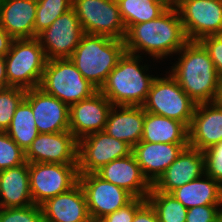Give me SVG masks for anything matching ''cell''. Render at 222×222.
Instances as JSON below:
<instances>
[{
	"mask_svg": "<svg viewBox=\"0 0 222 222\" xmlns=\"http://www.w3.org/2000/svg\"><path fill=\"white\" fill-rule=\"evenodd\" d=\"M177 53L181 56L169 73L185 93L196 104L218 101L222 78L204 46L188 41Z\"/></svg>",
	"mask_w": 222,
	"mask_h": 222,
	"instance_id": "cell-1",
	"label": "cell"
},
{
	"mask_svg": "<svg viewBox=\"0 0 222 222\" xmlns=\"http://www.w3.org/2000/svg\"><path fill=\"white\" fill-rule=\"evenodd\" d=\"M188 42L179 13L175 7L167 9L156 19L132 25L124 39L126 52H146L158 60L174 54Z\"/></svg>",
	"mask_w": 222,
	"mask_h": 222,
	"instance_id": "cell-2",
	"label": "cell"
},
{
	"mask_svg": "<svg viewBox=\"0 0 222 222\" xmlns=\"http://www.w3.org/2000/svg\"><path fill=\"white\" fill-rule=\"evenodd\" d=\"M141 57L125 52L99 89L112 105L143 106L145 103L156 77L146 74L149 68L139 64Z\"/></svg>",
	"mask_w": 222,
	"mask_h": 222,
	"instance_id": "cell-3",
	"label": "cell"
},
{
	"mask_svg": "<svg viewBox=\"0 0 222 222\" xmlns=\"http://www.w3.org/2000/svg\"><path fill=\"white\" fill-rule=\"evenodd\" d=\"M125 52L124 40L84 34L69 59L83 77L99 90Z\"/></svg>",
	"mask_w": 222,
	"mask_h": 222,
	"instance_id": "cell-4",
	"label": "cell"
},
{
	"mask_svg": "<svg viewBox=\"0 0 222 222\" xmlns=\"http://www.w3.org/2000/svg\"><path fill=\"white\" fill-rule=\"evenodd\" d=\"M4 58L8 87H39L47 58L37 38L14 39Z\"/></svg>",
	"mask_w": 222,
	"mask_h": 222,
	"instance_id": "cell-5",
	"label": "cell"
},
{
	"mask_svg": "<svg viewBox=\"0 0 222 222\" xmlns=\"http://www.w3.org/2000/svg\"><path fill=\"white\" fill-rule=\"evenodd\" d=\"M39 88L69 106L98 91L69 58L47 60Z\"/></svg>",
	"mask_w": 222,
	"mask_h": 222,
	"instance_id": "cell-6",
	"label": "cell"
},
{
	"mask_svg": "<svg viewBox=\"0 0 222 222\" xmlns=\"http://www.w3.org/2000/svg\"><path fill=\"white\" fill-rule=\"evenodd\" d=\"M142 107L146 112L177 120L189 128L196 103L169 74L153 80Z\"/></svg>",
	"mask_w": 222,
	"mask_h": 222,
	"instance_id": "cell-7",
	"label": "cell"
},
{
	"mask_svg": "<svg viewBox=\"0 0 222 222\" xmlns=\"http://www.w3.org/2000/svg\"><path fill=\"white\" fill-rule=\"evenodd\" d=\"M72 8L85 34L125 39L126 28L116 0H72Z\"/></svg>",
	"mask_w": 222,
	"mask_h": 222,
	"instance_id": "cell-8",
	"label": "cell"
},
{
	"mask_svg": "<svg viewBox=\"0 0 222 222\" xmlns=\"http://www.w3.org/2000/svg\"><path fill=\"white\" fill-rule=\"evenodd\" d=\"M32 200L41 205L46 200L69 191L78 183V164L28 163Z\"/></svg>",
	"mask_w": 222,
	"mask_h": 222,
	"instance_id": "cell-9",
	"label": "cell"
},
{
	"mask_svg": "<svg viewBox=\"0 0 222 222\" xmlns=\"http://www.w3.org/2000/svg\"><path fill=\"white\" fill-rule=\"evenodd\" d=\"M175 8L188 41L222 34V0H177Z\"/></svg>",
	"mask_w": 222,
	"mask_h": 222,
	"instance_id": "cell-10",
	"label": "cell"
},
{
	"mask_svg": "<svg viewBox=\"0 0 222 222\" xmlns=\"http://www.w3.org/2000/svg\"><path fill=\"white\" fill-rule=\"evenodd\" d=\"M133 148L104 131L91 133L78 140V173H95L113 160L132 154Z\"/></svg>",
	"mask_w": 222,
	"mask_h": 222,
	"instance_id": "cell-11",
	"label": "cell"
},
{
	"mask_svg": "<svg viewBox=\"0 0 222 222\" xmlns=\"http://www.w3.org/2000/svg\"><path fill=\"white\" fill-rule=\"evenodd\" d=\"M84 31L73 8L58 17L37 35L47 60L69 58L79 45Z\"/></svg>",
	"mask_w": 222,
	"mask_h": 222,
	"instance_id": "cell-12",
	"label": "cell"
},
{
	"mask_svg": "<svg viewBox=\"0 0 222 222\" xmlns=\"http://www.w3.org/2000/svg\"><path fill=\"white\" fill-rule=\"evenodd\" d=\"M90 217L104 218L129 204L134 197L126 190L99 177L96 173L79 174Z\"/></svg>",
	"mask_w": 222,
	"mask_h": 222,
	"instance_id": "cell-13",
	"label": "cell"
},
{
	"mask_svg": "<svg viewBox=\"0 0 222 222\" xmlns=\"http://www.w3.org/2000/svg\"><path fill=\"white\" fill-rule=\"evenodd\" d=\"M28 163L78 164V140L70 131L39 134L25 152Z\"/></svg>",
	"mask_w": 222,
	"mask_h": 222,
	"instance_id": "cell-14",
	"label": "cell"
},
{
	"mask_svg": "<svg viewBox=\"0 0 222 222\" xmlns=\"http://www.w3.org/2000/svg\"><path fill=\"white\" fill-rule=\"evenodd\" d=\"M112 107L99 90L91 97L70 105L69 131L77 140L104 131Z\"/></svg>",
	"mask_w": 222,
	"mask_h": 222,
	"instance_id": "cell-15",
	"label": "cell"
},
{
	"mask_svg": "<svg viewBox=\"0 0 222 222\" xmlns=\"http://www.w3.org/2000/svg\"><path fill=\"white\" fill-rule=\"evenodd\" d=\"M24 99L31 105L39 133L69 131L70 106L68 104L45 93L39 87L28 89Z\"/></svg>",
	"mask_w": 222,
	"mask_h": 222,
	"instance_id": "cell-16",
	"label": "cell"
},
{
	"mask_svg": "<svg viewBox=\"0 0 222 222\" xmlns=\"http://www.w3.org/2000/svg\"><path fill=\"white\" fill-rule=\"evenodd\" d=\"M222 141V105L216 102L196 104L188 128L189 146L202 152Z\"/></svg>",
	"mask_w": 222,
	"mask_h": 222,
	"instance_id": "cell-17",
	"label": "cell"
},
{
	"mask_svg": "<svg viewBox=\"0 0 222 222\" xmlns=\"http://www.w3.org/2000/svg\"><path fill=\"white\" fill-rule=\"evenodd\" d=\"M203 174H205L204 153L188 145L152 185V188L163 193H171Z\"/></svg>",
	"mask_w": 222,
	"mask_h": 222,
	"instance_id": "cell-18",
	"label": "cell"
},
{
	"mask_svg": "<svg viewBox=\"0 0 222 222\" xmlns=\"http://www.w3.org/2000/svg\"><path fill=\"white\" fill-rule=\"evenodd\" d=\"M95 173L102 179L126 190L134 198L147 199L152 188L143 176L133 153L111 161Z\"/></svg>",
	"mask_w": 222,
	"mask_h": 222,
	"instance_id": "cell-19",
	"label": "cell"
},
{
	"mask_svg": "<svg viewBox=\"0 0 222 222\" xmlns=\"http://www.w3.org/2000/svg\"><path fill=\"white\" fill-rule=\"evenodd\" d=\"M188 145L140 141L132 153L143 176L153 185Z\"/></svg>",
	"mask_w": 222,
	"mask_h": 222,
	"instance_id": "cell-20",
	"label": "cell"
},
{
	"mask_svg": "<svg viewBox=\"0 0 222 222\" xmlns=\"http://www.w3.org/2000/svg\"><path fill=\"white\" fill-rule=\"evenodd\" d=\"M44 222H89L90 215L83 188L79 182L69 191L40 205Z\"/></svg>",
	"mask_w": 222,
	"mask_h": 222,
	"instance_id": "cell-21",
	"label": "cell"
},
{
	"mask_svg": "<svg viewBox=\"0 0 222 222\" xmlns=\"http://www.w3.org/2000/svg\"><path fill=\"white\" fill-rule=\"evenodd\" d=\"M37 0H0V25L13 39L35 38Z\"/></svg>",
	"mask_w": 222,
	"mask_h": 222,
	"instance_id": "cell-22",
	"label": "cell"
},
{
	"mask_svg": "<svg viewBox=\"0 0 222 222\" xmlns=\"http://www.w3.org/2000/svg\"><path fill=\"white\" fill-rule=\"evenodd\" d=\"M144 119L145 111L142 106L113 105L104 132L133 148L142 139Z\"/></svg>",
	"mask_w": 222,
	"mask_h": 222,
	"instance_id": "cell-23",
	"label": "cell"
},
{
	"mask_svg": "<svg viewBox=\"0 0 222 222\" xmlns=\"http://www.w3.org/2000/svg\"><path fill=\"white\" fill-rule=\"evenodd\" d=\"M0 208H22L33 203L26 161L17 167L0 171Z\"/></svg>",
	"mask_w": 222,
	"mask_h": 222,
	"instance_id": "cell-24",
	"label": "cell"
},
{
	"mask_svg": "<svg viewBox=\"0 0 222 222\" xmlns=\"http://www.w3.org/2000/svg\"><path fill=\"white\" fill-rule=\"evenodd\" d=\"M187 209L195 206L222 205V186L206 173L170 193Z\"/></svg>",
	"mask_w": 222,
	"mask_h": 222,
	"instance_id": "cell-25",
	"label": "cell"
},
{
	"mask_svg": "<svg viewBox=\"0 0 222 222\" xmlns=\"http://www.w3.org/2000/svg\"><path fill=\"white\" fill-rule=\"evenodd\" d=\"M141 141L150 143L189 144L188 128L177 120L145 111Z\"/></svg>",
	"mask_w": 222,
	"mask_h": 222,
	"instance_id": "cell-26",
	"label": "cell"
},
{
	"mask_svg": "<svg viewBox=\"0 0 222 222\" xmlns=\"http://www.w3.org/2000/svg\"><path fill=\"white\" fill-rule=\"evenodd\" d=\"M6 133L24 152L40 134L36 128L31 105L25 99L17 106Z\"/></svg>",
	"mask_w": 222,
	"mask_h": 222,
	"instance_id": "cell-27",
	"label": "cell"
},
{
	"mask_svg": "<svg viewBox=\"0 0 222 222\" xmlns=\"http://www.w3.org/2000/svg\"><path fill=\"white\" fill-rule=\"evenodd\" d=\"M126 31L135 24L156 19L167 9L162 4L143 0H116Z\"/></svg>",
	"mask_w": 222,
	"mask_h": 222,
	"instance_id": "cell-28",
	"label": "cell"
},
{
	"mask_svg": "<svg viewBox=\"0 0 222 222\" xmlns=\"http://www.w3.org/2000/svg\"><path fill=\"white\" fill-rule=\"evenodd\" d=\"M147 201L156 211L159 222H186L188 209L170 193L151 188Z\"/></svg>",
	"mask_w": 222,
	"mask_h": 222,
	"instance_id": "cell-29",
	"label": "cell"
},
{
	"mask_svg": "<svg viewBox=\"0 0 222 222\" xmlns=\"http://www.w3.org/2000/svg\"><path fill=\"white\" fill-rule=\"evenodd\" d=\"M72 8V0H37L34 23L35 38L48 28L58 17Z\"/></svg>",
	"mask_w": 222,
	"mask_h": 222,
	"instance_id": "cell-30",
	"label": "cell"
},
{
	"mask_svg": "<svg viewBox=\"0 0 222 222\" xmlns=\"http://www.w3.org/2000/svg\"><path fill=\"white\" fill-rule=\"evenodd\" d=\"M26 89L7 87L0 89V132L8 129L17 106L25 98Z\"/></svg>",
	"mask_w": 222,
	"mask_h": 222,
	"instance_id": "cell-31",
	"label": "cell"
},
{
	"mask_svg": "<svg viewBox=\"0 0 222 222\" xmlns=\"http://www.w3.org/2000/svg\"><path fill=\"white\" fill-rule=\"evenodd\" d=\"M25 152L6 132H0V171L24 164Z\"/></svg>",
	"mask_w": 222,
	"mask_h": 222,
	"instance_id": "cell-32",
	"label": "cell"
},
{
	"mask_svg": "<svg viewBox=\"0 0 222 222\" xmlns=\"http://www.w3.org/2000/svg\"><path fill=\"white\" fill-rule=\"evenodd\" d=\"M0 222H44L41 206L0 208Z\"/></svg>",
	"mask_w": 222,
	"mask_h": 222,
	"instance_id": "cell-33",
	"label": "cell"
},
{
	"mask_svg": "<svg viewBox=\"0 0 222 222\" xmlns=\"http://www.w3.org/2000/svg\"><path fill=\"white\" fill-rule=\"evenodd\" d=\"M205 173L222 186V141L205 150Z\"/></svg>",
	"mask_w": 222,
	"mask_h": 222,
	"instance_id": "cell-34",
	"label": "cell"
},
{
	"mask_svg": "<svg viewBox=\"0 0 222 222\" xmlns=\"http://www.w3.org/2000/svg\"><path fill=\"white\" fill-rule=\"evenodd\" d=\"M222 205L195 206L187 210L186 222H222Z\"/></svg>",
	"mask_w": 222,
	"mask_h": 222,
	"instance_id": "cell-35",
	"label": "cell"
},
{
	"mask_svg": "<svg viewBox=\"0 0 222 222\" xmlns=\"http://www.w3.org/2000/svg\"><path fill=\"white\" fill-rule=\"evenodd\" d=\"M199 42L209 53L218 75L222 78V34L204 37Z\"/></svg>",
	"mask_w": 222,
	"mask_h": 222,
	"instance_id": "cell-36",
	"label": "cell"
},
{
	"mask_svg": "<svg viewBox=\"0 0 222 222\" xmlns=\"http://www.w3.org/2000/svg\"><path fill=\"white\" fill-rule=\"evenodd\" d=\"M147 201V199L134 198L129 204L117 211L106 215V222H132L136 211Z\"/></svg>",
	"mask_w": 222,
	"mask_h": 222,
	"instance_id": "cell-37",
	"label": "cell"
},
{
	"mask_svg": "<svg viewBox=\"0 0 222 222\" xmlns=\"http://www.w3.org/2000/svg\"><path fill=\"white\" fill-rule=\"evenodd\" d=\"M132 222H159L156 211L151 204L146 201L135 213Z\"/></svg>",
	"mask_w": 222,
	"mask_h": 222,
	"instance_id": "cell-38",
	"label": "cell"
},
{
	"mask_svg": "<svg viewBox=\"0 0 222 222\" xmlns=\"http://www.w3.org/2000/svg\"><path fill=\"white\" fill-rule=\"evenodd\" d=\"M13 40L14 39L0 25V57H5L10 51Z\"/></svg>",
	"mask_w": 222,
	"mask_h": 222,
	"instance_id": "cell-39",
	"label": "cell"
},
{
	"mask_svg": "<svg viewBox=\"0 0 222 222\" xmlns=\"http://www.w3.org/2000/svg\"><path fill=\"white\" fill-rule=\"evenodd\" d=\"M8 87L5 58L0 57V89Z\"/></svg>",
	"mask_w": 222,
	"mask_h": 222,
	"instance_id": "cell-40",
	"label": "cell"
},
{
	"mask_svg": "<svg viewBox=\"0 0 222 222\" xmlns=\"http://www.w3.org/2000/svg\"><path fill=\"white\" fill-rule=\"evenodd\" d=\"M143 1H150L157 4H162L166 9H170L176 7L177 0H143Z\"/></svg>",
	"mask_w": 222,
	"mask_h": 222,
	"instance_id": "cell-41",
	"label": "cell"
},
{
	"mask_svg": "<svg viewBox=\"0 0 222 222\" xmlns=\"http://www.w3.org/2000/svg\"><path fill=\"white\" fill-rule=\"evenodd\" d=\"M89 222H106L103 218H93L90 217Z\"/></svg>",
	"mask_w": 222,
	"mask_h": 222,
	"instance_id": "cell-42",
	"label": "cell"
},
{
	"mask_svg": "<svg viewBox=\"0 0 222 222\" xmlns=\"http://www.w3.org/2000/svg\"><path fill=\"white\" fill-rule=\"evenodd\" d=\"M218 102L222 105V81H221V87H220Z\"/></svg>",
	"mask_w": 222,
	"mask_h": 222,
	"instance_id": "cell-43",
	"label": "cell"
}]
</instances>
